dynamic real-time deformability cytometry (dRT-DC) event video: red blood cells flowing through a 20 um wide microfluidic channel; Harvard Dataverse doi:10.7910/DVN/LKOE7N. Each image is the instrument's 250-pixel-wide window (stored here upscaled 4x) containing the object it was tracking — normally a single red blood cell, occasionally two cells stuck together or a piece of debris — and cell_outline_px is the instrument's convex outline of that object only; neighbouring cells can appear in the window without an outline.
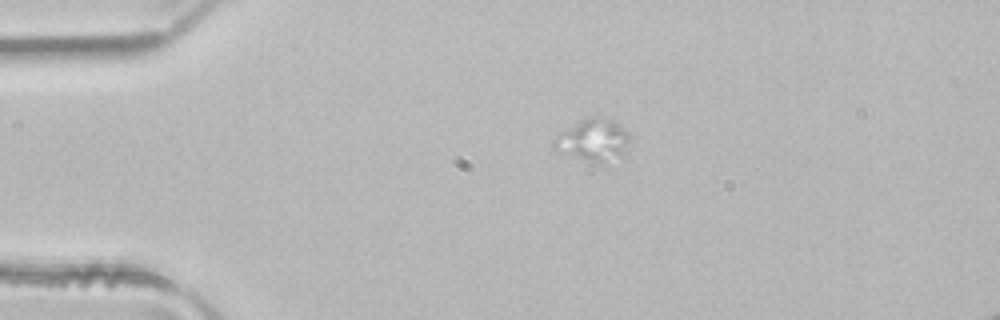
{"species": "common noctule bat (a hibernating species)", "species_latin": "Nyctalus noctula", "temperature_condition": "room temperature", "stored_images_in_passage": 3, "segment_of_instrument_passage": [2, 2], "camera_frame_rate_fps": 3000, "um_per_image_px": 0.085, "animal": {"sex": "male", "body_mass_g": 21.5, "forearm_length_mm": 52.0}, "frame": {"image": 1, "passage_image": 3, "time_ms": 0.667, "image_size_px": [1000, 320], "cell_outline_px": [[628, 152], [624, 156], [600, 164], [572, 156], [560, 152], [552, 148], [552, 140], [560, 132], [580, 120], [588, 116], [608, 116], [616, 120], [628, 132]], "centroid_in_image_um": [50.45, 11.88], "position_along_channel_um": 34.5, "area_um2": 19.19}}